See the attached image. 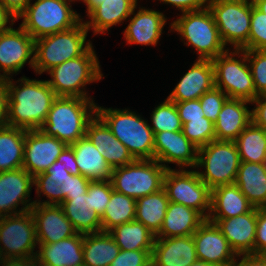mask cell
<instances>
[{"label":"cell","instance_id":"6da1fadb","mask_svg":"<svg viewBox=\"0 0 266 266\" xmlns=\"http://www.w3.org/2000/svg\"><path fill=\"white\" fill-rule=\"evenodd\" d=\"M8 91L7 125L25 130L40 129L57 97L46 80L25 75L5 79Z\"/></svg>","mask_w":266,"mask_h":266},{"label":"cell","instance_id":"7a4b0ae2","mask_svg":"<svg viewBox=\"0 0 266 266\" xmlns=\"http://www.w3.org/2000/svg\"><path fill=\"white\" fill-rule=\"evenodd\" d=\"M96 107L94 99L57 96L39 130L66 145L74 144L85 137L87 125L96 115Z\"/></svg>","mask_w":266,"mask_h":266},{"label":"cell","instance_id":"3957f363","mask_svg":"<svg viewBox=\"0 0 266 266\" xmlns=\"http://www.w3.org/2000/svg\"><path fill=\"white\" fill-rule=\"evenodd\" d=\"M96 114L135 160L154 159V133L148 120L129 108H106L97 103Z\"/></svg>","mask_w":266,"mask_h":266},{"label":"cell","instance_id":"277c9868","mask_svg":"<svg viewBox=\"0 0 266 266\" xmlns=\"http://www.w3.org/2000/svg\"><path fill=\"white\" fill-rule=\"evenodd\" d=\"M56 96L94 99L87 90L90 83H98L104 77L93 44L79 57L67 60L46 72Z\"/></svg>","mask_w":266,"mask_h":266},{"label":"cell","instance_id":"5b68a950","mask_svg":"<svg viewBox=\"0 0 266 266\" xmlns=\"http://www.w3.org/2000/svg\"><path fill=\"white\" fill-rule=\"evenodd\" d=\"M168 33L175 32L187 47L191 46L197 59L212 60L224 53L228 48L223 44L209 8L182 12L169 23Z\"/></svg>","mask_w":266,"mask_h":266},{"label":"cell","instance_id":"8992f818","mask_svg":"<svg viewBox=\"0 0 266 266\" xmlns=\"http://www.w3.org/2000/svg\"><path fill=\"white\" fill-rule=\"evenodd\" d=\"M76 1L36 0L30 2L16 19H23L19 25L36 40L69 30L84 20L72 7Z\"/></svg>","mask_w":266,"mask_h":266},{"label":"cell","instance_id":"52a82bcc","mask_svg":"<svg viewBox=\"0 0 266 266\" xmlns=\"http://www.w3.org/2000/svg\"><path fill=\"white\" fill-rule=\"evenodd\" d=\"M88 32L82 20L69 30L36 39L34 73L41 75L67 60L81 56L93 44L87 39Z\"/></svg>","mask_w":266,"mask_h":266},{"label":"cell","instance_id":"ba28073f","mask_svg":"<svg viewBox=\"0 0 266 266\" xmlns=\"http://www.w3.org/2000/svg\"><path fill=\"white\" fill-rule=\"evenodd\" d=\"M240 162L234 141L215 139L198 148L195 170L199 178L212 190L221 185L234 184Z\"/></svg>","mask_w":266,"mask_h":266},{"label":"cell","instance_id":"9c48e42d","mask_svg":"<svg viewBox=\"0 0 266 266\" xmlns=\"http://www.w3.org/2000/svg\"><path fill=\"white\" fill-rule=\"evenodd\" d=\"M211 61L215 87L221 89L229 98L252 102L258 97L246 50L227 49Z\"/></svg>","mask_w":266,"mask_h":266},{"label":"cell","instance_id":"30bf717a","mask_svg":"<svg viewBox=\"0 0 266 266\" xmlns=\"http://www.w3.org/2000/svg\"><path fill=\"white\" fill-rule=\"evenodd\" d=\"M167 169L155 159H137L112 169L113 190L138 199L163 189Z\"/></svg>","mask_w":266,"mask_h":266},{"label":"cell","instance_id":"8fae6325","mask_svg":"<svg viewBox=\"0 0 266 266\" xmlns=\"http://www.w3.org/2000/svg\"><path fill=\"white\" fill-rule=\"evenodd\" d=\"M253 5L242 0H209L208 8L214 16L219 36L228 49L248 50Z\"/></svg>","mask_w":266,"mask_h":266},{"label":"cell","instance_id":"7c38bea8","mask_svg":"<svg viewBox=\"0 0 266 266\" xmlns=\"http://www.w3.org/2000/svg\"><path fill=\"white\" fill-rule=\"evenodd\" d=\"M168 199L199 211L206 219L211 210V189L195 169H167L164 186Z\"/></svg>","mask_w":266,"mask_h":266},{"label":"cell","instance_id":"4fadbf2b","mask_svg":"<svg viewBox=\"0 0 266 266\" xmlns=\"http://www.w3.org/2000/svg\"><path fill=\"white\" fill-rule=\"evenodd\" d=\"M37 249L31 211L0 217V258L36 257Z\"/></svg>","mask_w":266,"mask_h":266},{"label":"cell","instance_id":"5bb4252c","mask_svg":"<svg viewBox=\"0 0 266 266\" xmlns=\"http://www.w3.org/2000/svg\"><path fill=\"white\" fill-rule=\"evenodd\" d=\"M35 40L20 25L0 33V79L18 75L24 65L34 68Z\"/></svg>","mask_w":266,"mask_h":266},{"label":"cell","instance_id":"9a60e30c","mask_svg":"<svg viewBox=\"0 0 266 266\" xmlns=\"http://www.w3.org/2000/svg\"><path fill=\"white\" fill-rule=\"evenodd\" d=\"M33 185L34 178L23 168L0 172V217L30 211Z\"/></svg>","mask_w":266,"mask_h":266},{"label":"cell","instance_id":"2e32d148","mask_svg":"<svg viewBox=\"0 0 266 266\" xmlns=\"http://www.w3.org/2000/svg\"><path fill=\"white\" fill-rule=\"evenodd\" d=\"M198 147L184 135L183 131H163L154 134V159L166 169L175 164L178 169H195Z\"/></svg>","mask_w":266,"mask_h":266},{"label":"cell","instance_id":"e0dca14e","mask_svg":"<svg viewBox=\"0 0 266 266\" xmlns=\"http://www.w3.org/2000/svg\"><path fill=\"white\" fill-rule=\"evenodd\" d=\"M67 145L53 136H47L39 129L26 130L22 168L33 178L57 161Z\"/></svg>","mask_w":266,"mask_h":266},{"label":"cell","instance_id":"ac0fdd59","mask_svg":"<svg viewBox=\"0 0 266 266\" xmlns=\"http://www.w3.org/2000/svg\"><path fill=\"white\" fill-rule=\"evenodd\" d=\"M168 19L159 10L156 11L154 8L140 7V4H137L130 17L126 20V22H130L123 31L125 43L128 45H151L152 47H156L163 33H165L163 29Z\"/></svg>","mask_w":266,"mask_h":266},{"label":"cell","instance_id":"d6986e66","mask_svg":"<svg viewBox=\"0 0 266 266\" xmlns=\"http://www.w3.org/2000/svg\"><path fill=\"white\" fill-rule=\"evenodd\" d=\"M192 236L198 260L217 266H232L236 254L214 222L206 219Z\"/></svg>","mask_w":266,"mask_h":266},{"label":"cell","instance_id":"ffe728a7","mask_svg":"<svg viewBox=\"0 0 266 266\" xmlns=\"http://www.w3.org/2000/svg\"><path fill=\"white\" fill-rule=\"evenodd\" d=\"M37 243H55L74 236L77 232L60 205L35 204L31 209Z\"/></svg>","mask_w":266,"mask_h":266},{"label":"cell","instance_id":"44dd1931","mask_svg":"<svg viewBox=\"0 0 266 266\" xmlns=\"http://www.w3.org/2000/svg\"><path fill=\"white\" fill-rule=\"evenodd\" d=\"M214 222L228 241L229 246L239 254H254L257 226V208L232 218H207Z\"/></svg>","mask_w":266,"mask_h":266},{"label":"cell","instance_id":"7402d4cb","mask_svg":"<svg viewBox=\"0 0 266 266\" xmlns=\"http://www.w3.org/2000/svg\"><path fill=\"white\" fill-rule=\"evenodd\" d=\"M215 87L214 67L209 59H196L167 98L173 102L199 99Z\"/></svg>","mask_w":266,"mask_h":266},{"label":"cell","instance_id":"603a6c76","mask_svg":"<svg viewBox=\"0 0 266 266\" xmlns=\"http://www.w3.org/2000/svg\"><path fill=\"white\" fill-rule=\"evenodd\" d=\"M85 136L96 146L112 169L135 160L127 147L113 135L97 114L89 121Z\"/></svg>","mask_w":266,"mask_h":266},{"label":"cell","instance_id":"cb8c5ba5","mask_svg":"<svg viewBox=\"0 0 266 266\" xmlns=\"http://www.w3.org/2000/svg\"><path fill=\"white\" fill-rule=\"evenodd\" d=\"M197 260L193 236L155 238L152 266H189Z\"/></svg>","mask_w":266,"mask_h":266},{"label":"cell","instance_id":"d4e9b609","mask_svg":"<svg viewBox=\"0 0 266 266\" xmlns=\"http://www.w3.org/2000/svg\"><path fill=\"white\" fill-rule=\"evenodd\" d=\"M250 105L251 102L244 99L228 98L225 101L214 123L216 140L237 139L252 121Z\"/></svg>","mask_w":266,"mask_h":266},{"label":"cell","instance_id":"484cf974","mask_svg":"<svg viewBox=\"0 0 266 266\" xmlns=\"http://www.w3.org/2000/svg\"><path fill=\"white\" fill-rule=\"evenodd\" d=\"M139 0H104L97 5L84 19L86 29L93 35L106 34L111 27L123 24ZM90 19V20H89Z\"/></svg>","mask_w":266,"mask_h":266},{"label":"cell","instance_id":"4316f807","mask_svg":"<svg viewBox=\"0 0 266 266\" xmlns=\"http://www.w3.org/2000/svg\"><path fill=\"white\" fill-rule=\"evenodd\" d=\"M38 263L46 266H83V234L55 243H38Z\"/></svg>","mask_w":266,"mask_h":266},{"label":"cell","instance_id":"83f0119b","mask_svg":"<svg viewBox=\"0 0 266 266\" xmlns=\"http://www.w3.org/2000/svg\"><path fill=\"white\" fill-rule=\"evenodd\" d=\"M205 220L199 211L169 201L163 224L155 238L191 236Z\"/></svg>","mask_w":266,"mask_h":266},{"label":"cell","instance_id":"f1b7e54d","mask_svg":"<svg viewBox=\"0 0 266 266\" xmlns=\"http://www.w3.org/2000/svg\"><path fill=\"white\" fill-rule=\"evenodd\" d=\"M254 206L234 184L211 190V210L208 218H232L250 212Z\"/></svg>","mask_w":266,"mask_h":266},{"label":"cell","instance_id":"f546056e","mask_svg":"<svg viewBox=\"0 0 266 266\" xmlns=\"http://www.w3.org/2000/svg\"><path fill=\"white\" fill-rule=\"evenodd\" d=\"M70 146L74 151L81 175L88 178L90 181L110 180L112 167L86 136L77 140Z\"/></svg>","mask_w":266,"mask_h":266},{"label":"cell","instance_id":"4dcf8cb0","mask_svg":"<svg viewBox=\"0 0 266 266\" xmlns=\"http://www.w3.org/2000/svg\"><path fill=\"white\" fill-rule=\"evenodd\" d=\"M235 184L256 208H266V173L262 163L241 161Z\"/></svg>","mask_w":266,"mask_h":266},{"label":"cell","instance_id":"1f68e13d","mask_svg":"<svg viewBox=\"0 0 266 266\" xmlns=\"http://www.w3.org/2000/svg\"><path fill=\"white\" fill-rule=\"evenodd\" d=\"M60 206L77 233L92 234L102 231L101 218L95 210L88 208V193L82 196H66Z\"/></svg>","mask_w":266,"mask_h":266},{"label":"cell","instance_id":"d6a6232c","mask_svg":"<svg viewBox=\"0 0 266 266\" xmlns=\"http://www.w3.org/2000/svg\"><path fill=\"white\" fill-rule=\"evenodd\" d=\"M119 251L109 232L83 234V266H110Z\"/></svg>","mask_w":266,"mask_h":266},{"label":"cell","instance_id":"836d02e7","mask_svg":"<svg viewBox=\"0 0 266 266\" xmlns=\"http://www.w3.org/2000/svg\"><path fill=\"white\" fill-rule=\"evenodd\" d=\"M69 171L60 161L53 163L45 173H41L34 177V185L37 198H35V204H54L60 205L63 202V192L60 186L68 178ZM46 196L47 200H42V197Z\"/></svg>","mask_w":266,"mask_h":266},{"label":"cell","instance_id":"e575fe53","mask_svg":"<svg viewBox=\"0 0 266 266\" xmlns=\"http://www.w3.org/2000/svg\"><path fill=\"white\" fill-rule=\"evenodd\" d=\"M25 133L22 128L0 127V172L22 168Z\"/></svg>","mask_w":266,"mask_h":266},{"label":"cell","instance_id":"d590c367","mask_svg":"<svg viewBox=\"0 0 266 266\" xmlns=\"http://www.w3.org/2000/svg\"><path fill=\"white\" fill-rule=\"evenodd\" d=\"M169 199L165 189L136 199L135 220L155 235L160 231Z\"/></svg>","mask_w":266,"mask_h":266},{"label":"cell","instance_id":"8d00e7d4","mask_svg":"<svg viewBox=\"0 0 266 266\" xmlns=\"http://www.w3.org/2000/svg\"><path fill=\"white\" fill-rule=\"evenodd\" d=\"M120 250H152L155 234L141 222L132 220L109 231Z\"/></svg>","mask_w":266,"mask_h":266},{"label":"cell","instance_id":"74e56055","mask_svg":"<svg viewBox=\"0 0 266 266\" xmlns=\"http://www.w3.org/2000/svg\"><path fill=\"white\" fill-rule=\"evenodd\" d=\"M234 142L240 161L262 163L266 158V131L252 121Z\"/></svg>","mask_w":266,"mask_h":266},{"label":"cell","instance_id":"f35d334b","mask_svg":"<svg viewBox=\"0 0 266 266\" xmlns=\"http://www.w3.org/2000/svg\"><path fill=\"white\" fill-rule=\"evenodd\" d=\"M136 199L115 190L101 217L102 231L109 232L116 226L135 220Z\"/></svg>","mask_w":266,"mask_h":266},{"label":"cell","instance_id":"ab89813d","mask_svg":"<svg viewBox=\"0 0 266 266\" xmlns=\"http://www.w3.org/2000/svg\"><path fill=\"white\" fill-rule=\"evenodd\" d=\"M150 115L151 124L149 125L154 134L163 131L172 132L182 130V123L176 105L168 98H165L164 102L154 107Z\"/></svg>","mask_w":266,"mask_h":266},{"label":"cell","instance_id":"60d3db41","mask_svg":"<svg viewBox=\"0 0 266 266\" xmlns=\"http://www.w3.org/2000/svg\"><path fill=\"white\" fill-rule=\"evenodd\" d=\"M184 135L198 148L207 145L216 139L214 123L202 117V119H188L182 125Z\"/></svg>","mask_w":266,"mask_h":266},{"label":"cell","instance_id":"b9f144b4","mask_svg":"<svg viewBox=\"0 0 266 266\" xmlns=\"http://www.w3.org/2000/svg\"><path fill=\"white\" fill-rule=\"evenodd\" d=\"M113 191L110 180L106 181H91L88 188L89 209L95 212L101 218L104 214L107 204L110 201Z\"/></svg>","mask_w":266,"mask_h":266},{"label":"cell","instance_id":"7bdbcfd3","mask_svg":"<svg viewBox=\"0 0 266 266\" xmlns=\"http://www.w3.org/2000/svg\"><path fill=\"white\" fill-rule=\"evenodd\" d=\"M247 60L258 96L266 94V50H247Z\"/></svg>","mask_w":266,"mask_h":266},{"label":"cell","instance_id":"ee69618b","mask_svg":"<svg viewBox=\"0 0 266 266\" xmlns=\"http://www.w3.org/2000/svg\"><path fill=\"white\" fill-rule=\"evenodd\" d=\"M248 50H266V14L252 6Z\"/></svg>","mask_w":266,"mask_h":266},{"label":"cell","instance_id":"f6af8a7d","mask_svg":"<svg viewBox=\"0 0 266 266\" xmlns=\"http://www.w3.org/2000/svg\"><path fill=\"white\" fill-rule=\"evenodd\" d=\"M228 98L229 97L221 89L216 87L205 92L199 98L205 117L215 123L223 104Z\"/></svg>","mask_w":266,"mask_h":266},{"label":"cell","instance_id":"bcb514c9","mask_svg":"<svg viewBox=\"0 0 266 266\" xmlns=\"http://www.w3.org/2000/svg\"><path fill=\"white\" fill-rule=\"evenodd\" d=\"M152 250H120L110 266H152Z\"/></svg>","mask_w":266,"mask_h":266},{"label":"cell","instance_id":"7dc6e473","mask_svg":"<svg viewBox=\"0 0 266 266\" xmlns=\"http://www.w3.org/2000/svg\"><path fill=\"white\" fill-rule=\"evenodd\" d=\"M90 180L85 178L83 175H72L68 174L66 181L60 186L63 192V201L66 196H82L87 193Z\"/></svg>","mask_w":266,"mask_h":266},{"label":"cell","instance_id":"c3c4849f","mask_svg":"<svg viewBox=\"0 0 266 266\" xmlns=\"http://www.w3.org/2000/svg\"><path fill=\"white\" fill-rule=\"evenodd\" d=\"M174 103L182 125L188 122V119H202V117H205L199 99Z\"/></svg>","mask_w":266,"mask_h":266},{"label":"cell","instance_id":"681fc988","mask_svg":"<svg viewBox=\"0 0 266 266\" xmlns=\"http://www.w3.org/2000/svg\"><path fill=\"white\" fill-rule=\"evenodd\" d=\"M266 252V208H257V226L254 241V254Z\"/></svg>","mask_w":266,"mask_h":266},{"label":"cell","instance_id":"f907efd6","mask_svg":"<svg viewBox=\"0 0 266 266\" xmlns=\"http://www.w3.org/2000/svg\"><path fill=\"white\" fill-rule=\"evenodd\" d=\"M156 1V0H153ZM162 4H166L177 8L182 12L198 11L208 8L209 0H157Z\"/></svg>","mask_w":266,"mask_h":266},{"label":"cell","instance_id":"816d5d0a","mask_svg":"<svg viewBox=\"0 0 266 266\" xmlns=\"http://www.w3.org/2000/svg\"><path fill=\"white\" fill-rule=\"evenodd\" d=\"M252 122L266 131V94L258 96L251 102Z\"/></svg>","mask_w":266,"mask_h":266},{"label":"cell","instance_id":"f5cc1de1","mask_svg":"<svg viewBox=\"0 0 266 266\" xmlns=\"http://www.w3.org/2000/svg\"><path fill=\"white\" fill-rule=\"evenodd\" d=\"M57 160L63 163V165L66 167V170L69 171L72 175H80L75 159V154L70 145H67L64 148V150L58 156Z\"/></svg>","mask_w":266,"mask_h":266},{"label":"cell","instance_id":"db71d44e","mask_svg":"<svg viewBox=\"0 0 266 266\" xmlns=\"http://www.w3.org/2000/svg\"><path fill=\"white\" fill-rule=\"evenodd\" d=\"M232 266H266V256L263 254L236 255Z\"/></svg>","mask_w":266,"mask_h":266},{"label":"cell","instance_id":"11a10c76","mask_svg":"<svg viewBox=\"0 0 266 266\" xmlns=\"http://www.w3.org/2000/svg\"><path fill=\"white\" fill-rule=\"evenodd\" d=\"M8 119V91L5 80L0 79V127L7 125Z\"/></svg>","mask_w":266,"mask_h":266},{"label":"cell","instance_id":"9f6ffc18","mask_svg":"<svg viewBox=\"0 0 266 266\" xmlns=\"http://www.w3.org/2000/svg\"><path fill=\"white\" fill-rule=\"evenodd\" d=\"M31 1L32 0H0V4L17 18Z\"/></svg>","mask_w":266,"mask_h":266},{"label":"cell","instance_id":"6f0895ef","mask_svg":"<svg viewBox=\"0 0 266 266\" xmlns=\"http://www.w3.org/2000/svg\"><path fill=\"white\" fill-rule=\"evenodd\" d=\"M15 21H17L16 17L0 4V33L15 26Z\"/></svg>","mask_w":266,"mask_h":266},{"label":"cell","instance_id":"680465c9","mask_svg":"<svg viewBox=\"0 0 266 266\" xmlns=\"http://www.w3.org/2000/svg\"><path fill=\"white\" fill-rule=\"evenodd\" d=\"M36 257L0 258V266H36Z\"/></svg>","mask_w":266,"mask_h":266},{"label":"cell","instance_id":"91938a15","mask_svg":"<svg viewBox=\"0 0 266 266\" xmlns=\"http://www.w3.org/2000/svg\"><path fill=\"white\" fill-rule=\"evenodd\" d=\"M79 2H82L86 6V16L100 3H102L104 0H77Z\"/></svg>","mask_w":266,"mask_h":266},{"label":"cell","instance_id":"94428289","mask_svg":"<svg viewBox=\"0 0 266 266\" xmlns=\"http://www.w3.org/2000/svg\"><path fill=\"white\" fill-rule=\"evenodd\" d=\"M253 4L258 10L266 14V0H256Z\"/></svg>","mask_w":266,"mask_h":266},{"label":"cell","instance_id":"6125c7cd","mask_svg":"<svg viewBox=\"0 0 266 266\" xmlns=\"http://www.w3.org/2000/svg\"><path fill=\"white\" fill-rule=\"evenodd\" d=\"M189 266H217V265H213L210 264L208 262L202 261V260H196L195 262H193L191 265Z\"/></svg>","mask_w":266,"mask_h":266},{"label":"cell","instance_id":"be15d7a7","mask_svg":"<svg viewBox=\"0 0 266 266\" xmlns=\"http://www.w3.org/2000/svg\"><path fill=\"white\" fill-rule=\"evenodd\" d=\"M262 164H263V167H264V170H265V173H266V158L263 160Z\"/></svg>","mask_w":266,"mask_h":266},{"label":"cell","instance_id":"e7e4bbea","mask_svg":"<svg viewBox=\"0 0 266 266\" xmlns=\"http://www.w3.org/2000/svg\"><path fill=\"white\" fill-rule=\"evenodd\" d=\"M242 1H247V2L254 3L256 0H242Z\"/></svg>","mask_w":266,"mask_h":266},{"label":"cell","instance_id":"03108f58","mask_svg":"<svg viewBox=\"0 0 266 266\" xmlns=\"http://www.w3.org/2000/svg\"><path fill=\"white\" fill-rule=\"evenodd\" d=\"M36 266H46V265H43V264H40L36 261Z\"/></svg>","mask_w":266,"mask_h":266}]
</instances>
